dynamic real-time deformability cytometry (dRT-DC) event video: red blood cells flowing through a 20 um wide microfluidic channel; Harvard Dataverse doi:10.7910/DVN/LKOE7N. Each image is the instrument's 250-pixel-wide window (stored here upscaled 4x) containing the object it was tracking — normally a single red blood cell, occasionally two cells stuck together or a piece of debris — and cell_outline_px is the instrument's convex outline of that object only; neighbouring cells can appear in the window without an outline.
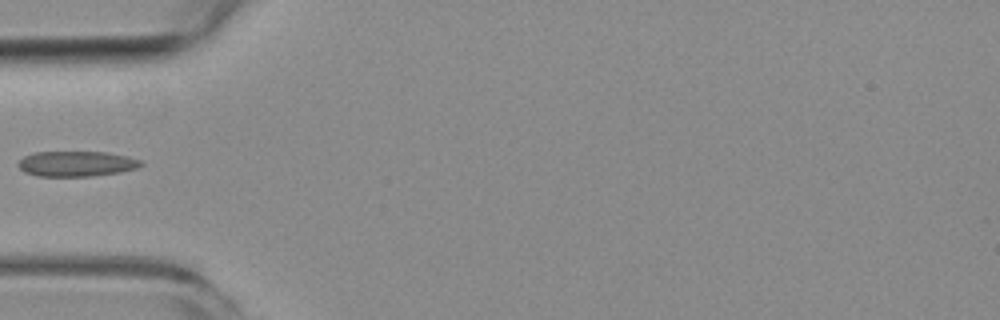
{"species": "common noctule bat (a hibernating species)", "species_latin": "Nyctalus noctula", "temperature_condition": "room temperature", "stored_images_in_passage": 4, "camera_frame_rate_fps": 3000, "um_per_image_px": 0.085, "animal": {"sex": "female", "body_mass_g": 19.3, "forearm_length_mm": 54.1}, "frame": {"image": 1, "passage_image": 3, "time_ms": 2.333, "image_size_px": [1000, 320], "cell_outline_px": [[144, 164], [136, 168], [120, 172], [92, 176], [36, 176], [24, 172], [16, 164], [24, 156], [36, 152], [108, 152], [128, 156], [140, 160]], "centroid_in_image_um": [6.49, 13.92], "position_along_channel_um": 78.5, "area_um2": 18.15}}
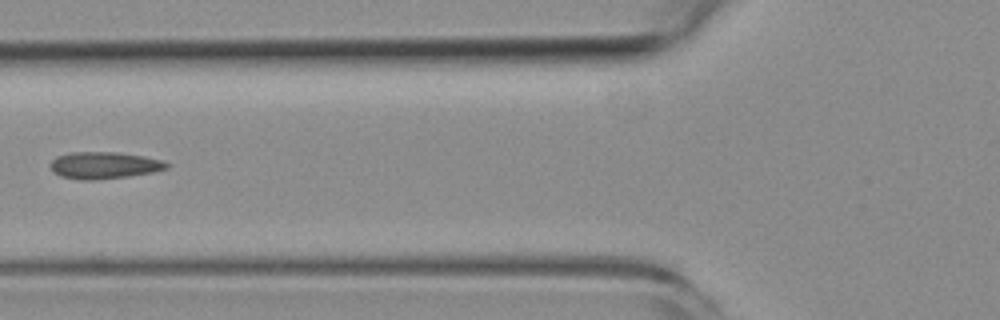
{"frame": {"image": 2, "passage_image": 4, "time_ms": 3.333, "image_size_px": [1000, 320], "cell_outline_px": [[172, 164], [168, 168], [152, 172], [128, 176], [96, 180], [84, 180], [60, 176], [52, 172], [48, 164], [56, 156], [68, 152], [116, 152], [144, 156], [164, 160]], "centroid_in_image_um": [8.84, 14.04], "position_along_channel_um": 117.0, "area_um2": 18.5}}